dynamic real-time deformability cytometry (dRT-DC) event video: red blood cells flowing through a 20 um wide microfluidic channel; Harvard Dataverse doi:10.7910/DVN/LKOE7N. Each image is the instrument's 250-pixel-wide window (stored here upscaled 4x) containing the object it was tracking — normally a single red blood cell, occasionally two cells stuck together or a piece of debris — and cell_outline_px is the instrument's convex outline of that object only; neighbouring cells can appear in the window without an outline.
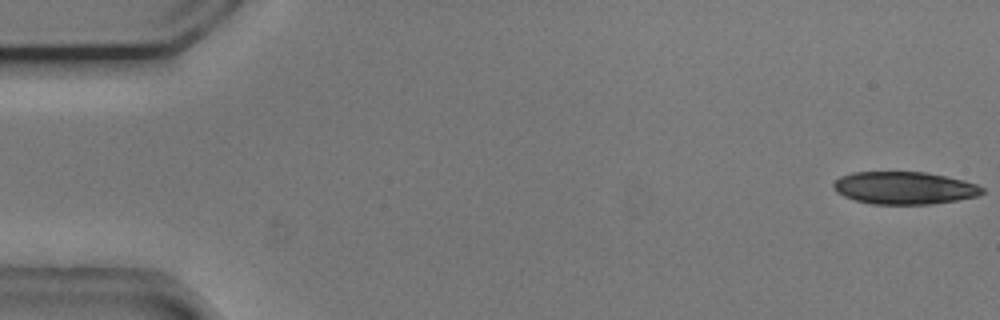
{"species": "common noctule bat (a hibernating species)", "species_latin": "Nyctalus noctula", "temperature_condition": "cold", "stored_images_in_passage": 16, "camera_frame_rate_fps": 3000, "um_per_image_px": 0.085, "animal": {"sex": "male", "body_mass_g": 20.5, "forearm_length_mm": 52.5}, "frame": {"image": 1, "passage_image": 1, "time_ms": 0.0, "image_size_px": [1000, 320], "cell_outline_px": [[984, 192], [980, 196], [932, 204], [872, 204], [856, 200], [844, 196], [836, 192], [832, 188], [832, 184], [840, 176], [852, 172], [924, 172], [964, 180], [976, 184], [984, 188]], "centroid_in_image_um": [76.86, 15.98], "position_along_channel_um": 8.1, "area_um2": 28.26}}